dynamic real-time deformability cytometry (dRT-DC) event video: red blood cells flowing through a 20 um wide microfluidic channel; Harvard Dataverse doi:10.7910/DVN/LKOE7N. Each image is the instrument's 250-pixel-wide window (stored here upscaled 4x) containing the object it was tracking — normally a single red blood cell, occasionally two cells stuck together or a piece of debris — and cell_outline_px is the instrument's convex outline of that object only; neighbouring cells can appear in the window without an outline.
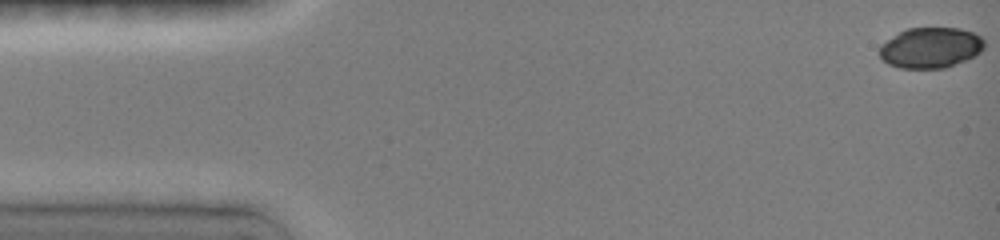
{"species": "common noctule bat (a hibernating species)", "species_latin": "Nyctalus noctula", "temperature_condition": "room temperature", "stored_images_in_passage": 9, "camera_frame_rate_fps": 3000, "um_per_image_px": 0.085, "animal": {"sex": "female", "body_mass_g": 19.0, "forearm_length_mm": 51.5}, "frame": {"image": 1, "passage_image": 1, "time_ms": 0.0, "image_size_px": [1000, 240], "cell_outline_px": [[984, 48], [976, 56], [944, 68], [900, 68], [888, 64], [880, 56], [880, 44], [900, 32], [908, 28], [960, 28], [972, 32], [980, 36], [984, 40]], "centroid_in_image_um": [79.11, 4.06], "position_along_channel_um": 5.9, "area_um2": 24.74}}
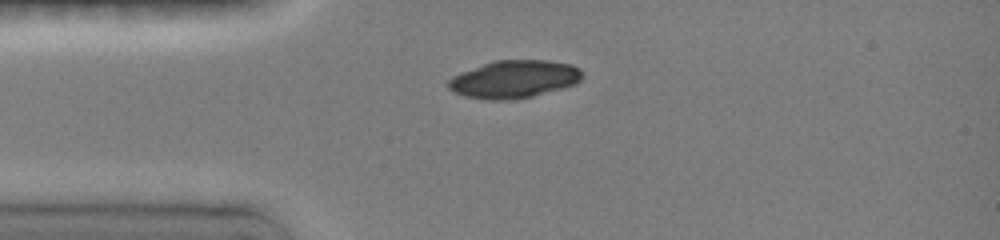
{"frame": {"image": 2, "passage_image": 8, "time_ms": 3.667, "image_size_px": [1000, 240], "cell_outline_px": [[580, 80], [576, 84], [532, 96], [512, 100], [488, 100], [464, 96], [448, 88], [448, 80], [464, 72], [492, 60], [544, 60], [568, 64], [580, 68]], "centroid_in_image_um": [43.7, 6.74], "position_along_channel_um": 41.3, "area_um2": 28.96}}